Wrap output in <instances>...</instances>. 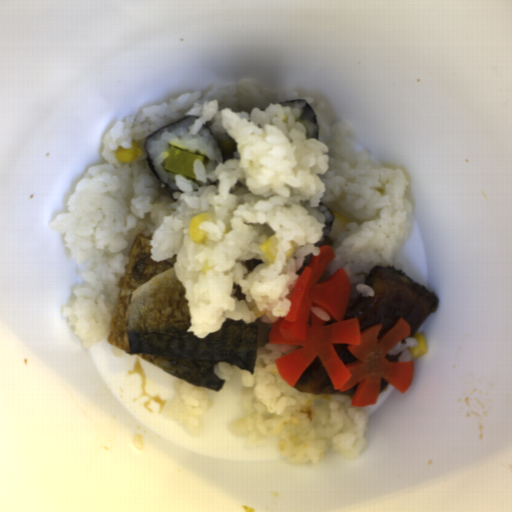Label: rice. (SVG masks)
<instances>
[{
	"instance_id": "obj_2",
	"label": "rice",
	"mask_w": 512,
	"mask_h": 512,
	"mask_svg": "<svg viewBox=\"0 0 512 512\" xmlns=\"http://www.w3.org/2000/svg\"><path fill=\"white\" fill-rule=\"evenodd\" d=\"M196 116L162 128L156 131L146 142L147 152L154 164L157 175L171 189H177L175 176L165 168L169 156V147H175L188 153L203 156V167L205 172H211L221 164L223 158L219 146L209 128L202 127L195 134L189 130Z\"/></svg>"
},
{
	"instance_id": "obj_4",
	"label": "rice",
	"mask_w": 512,
	"mask_h": 512,
	"mask_svg": "<svg viewBox=\"0 0 512 512\" xmlns=\"http://www.w3.org/2000/svg\"><path fill=\"white\" fill-rule=\"evenodd\" d=\"M416 344H417V340L415 339L414 336L413 337L406 336L401 341H399L397 344H395L387 352L391 353L393 355H397V354L401 353V355L398 359L399 363L411 362L414 357L411 355L409 348L416 346Z\"/></svg>"
},
{
	"instance_id": "obj_3",
	"label": "rice",
	"mask_w": 512,
	"mask_h": 512,
	"mask_svg": "<svg viewBox=\"0 0 512 512\" xmlns=\"http://www.w3.org/2000/svg\"><path fill=\"white\" fill-rule=\"evenodd\" d=\"M173 390V395L165 402V415L187 434L193 437L201 434L202 418L212 406V389L193 386L178 379Z\"/></svg>"
},
{
	"instance_id": "obj_1",
	"label": "rice",
	"mask_w": 512,
	"mask_h": 512,
	"mask_svg": "<svg viewBox=\"0 0 512 512\" xmlns=\"http://www.w3.org/2000/svg\"><path fill=\"white\" fill-rule=\"evenodd\" d=\"M316 112L319 139L313 116ZM324 103L296 92H272L251 81L214 85L141 107L118 119L104 139L103 161L79 178L66 209L49 222L61 236L81 280L63 306L82 347L108 338L129 252L138 234L151 237L152 261L174 257V273L185 289L191 325L204 338L226 319L259 321L253 374L217 361L223 381L237 372L242 413L228 429L247 447L272 443L291 464L318 463L327 452L359 458L368 417L352 395L309 394L292 387L275 360L302 346L272 345L271 328L288 314L289 296L320 247L335 257L317 283L343 269L351 287L346 311L360 295L372 297L365 280L374 266L403 272L396 254L407 240L412 207L408 181L394 166H376L369 152L351 147L350 122L327 129ZM198 115L215 138L223 164L205 172L195 161V179L176 175L170 195L146 162L143 143L160 127ZM138 142L142 155L119 163L118 147ZM209 213L200 228L206 239L191 241L193 217Z\"/></svg>"
}]
</instances>
